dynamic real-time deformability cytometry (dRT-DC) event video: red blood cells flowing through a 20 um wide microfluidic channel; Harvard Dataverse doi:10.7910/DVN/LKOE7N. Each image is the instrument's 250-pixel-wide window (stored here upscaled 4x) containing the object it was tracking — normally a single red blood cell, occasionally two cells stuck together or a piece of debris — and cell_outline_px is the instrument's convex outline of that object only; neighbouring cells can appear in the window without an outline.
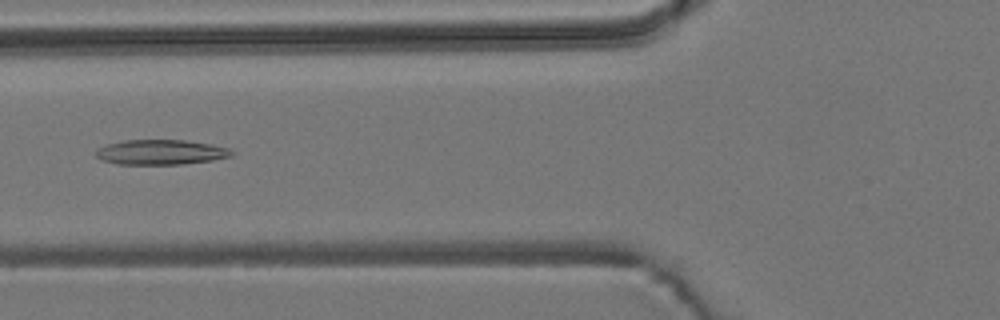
{"species": "common noctule bat (a hibernating species)", "species_latin": "Nyctalus noctula", "temperature_condition": "room temperature", "stored_images_in_passage": 6, "camera_frame_rate_fps": 3000, "um_per_image_px": 0.085, "animal": {"sex": "male", "body_mass_g": 19.2, "forearm_length_mm": 51.8}, "frame": {"image": 1, "passage_image": 6, "time_ms": 5.667, "image_size_px": [1000, 320], "cell_outline_px": [[236, 152], [232, 156], [212, 160], [180, 164], [116, 164], [104, 160], [96, 156], [96, 148], [108, 144], [124, 140], [184, 140], [212, 144], [232, 148]], "centroid_in_image_um": [13.72, 12.93], "position_along_channel_um": 112.1, "area_um2": 19.83}}